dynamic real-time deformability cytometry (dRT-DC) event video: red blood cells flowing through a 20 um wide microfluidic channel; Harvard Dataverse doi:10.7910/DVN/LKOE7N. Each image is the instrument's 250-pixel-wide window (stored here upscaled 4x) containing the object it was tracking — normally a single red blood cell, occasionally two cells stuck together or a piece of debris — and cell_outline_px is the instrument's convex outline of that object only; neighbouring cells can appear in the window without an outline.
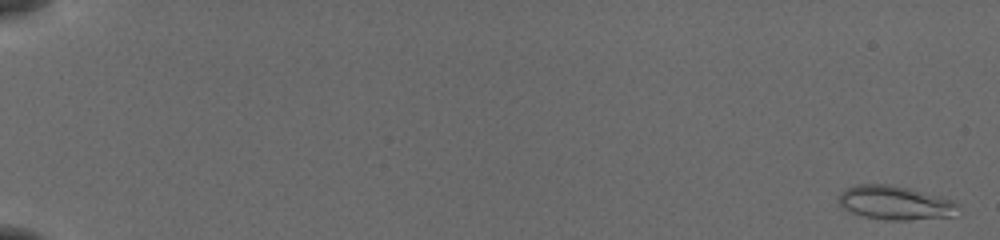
{"species": "common noctule bat (a hibernating species)", "species_latin": "Nyctalus noctula", "temperature_condition": "cold", "stored_images_in_passage": 56, "camera_frame_rate_fps": 3000, "um_per_image_px": 0.085, "animal": {"sex": "female", "body_mass_g": 19.5, "forearm_length_mm": 54.1}, "frame": {"image": 1, "passage_image": 2, "time_ms": 0.333, "image_size_px": [1000, 240], "cell_outline_px": [[960, 204], [956, 216], [908, 220], [884, 220], [864, 216], [852, 212], [836, 204], [836, 196], [840, 192], [856, 184], [888, 184], [908, 188], [924, 192], [952, 200]], "centroid_in_image_um": [76.06, 17.24], "position_along_channel_um": 8.9, "area_um2": 23.87}}
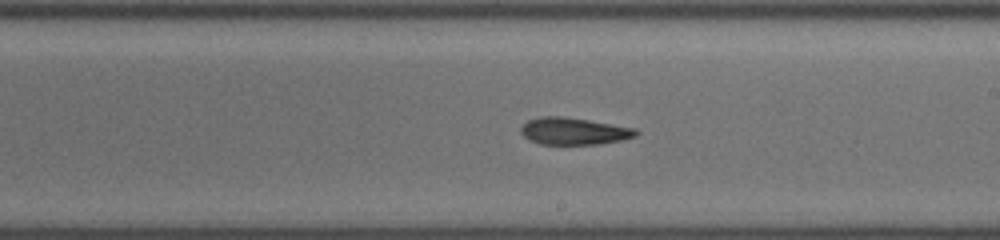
{"frame": {"image": 2, "passage_image": 35, "time_ms": 11.333, "image_size_px": [1000, 240], "cell_outline_px": [[640, 132], [636, 136], [620, 140], [596, 144], [540, 144], [528, 140], [520, 132], [520, 128], [528, 120], [540, 116], [560, 116], [588, 120], [636, 128]], "centroid_in_image_um": [48.76, 11.15], "position_along_channel_um": 240.2, "area_um2": 18.09}}
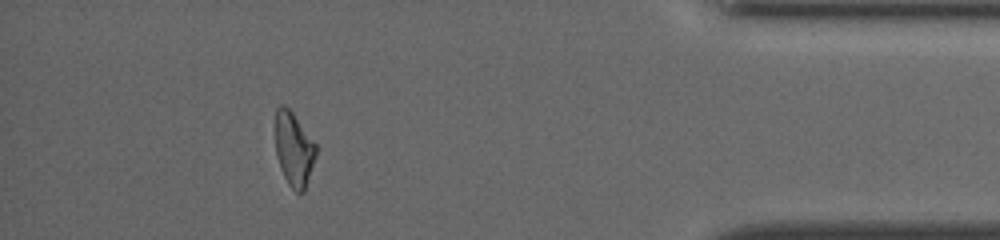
{"frame": {"image": 3, "passage_image": 51, "time_ms": 16.667, "image_size_px": [1000, 240], "cell_outline_px": [[316, 156], [304, 192], [296, 192], [288, 184], [280, 168], [276, 152], [276, 108], [280, 104], [284, 104], [292, 112], [316, 144]], "centroid_in_image_um": [24.98, 12.68], "position_along_channel_um": 410.2, "area_um2": 17.34}, "authors_computed_cell_mechanics": {"area_um2": 18.6694, "velocity_mm_per_s": 3.9096, "shape_relaxation_time_tau1_ms": null, "shape_relaxation_time_tau2_ms": 6.5984, "deformation_change_tau1": null, "deformation_change_tau2": 0.1634}}